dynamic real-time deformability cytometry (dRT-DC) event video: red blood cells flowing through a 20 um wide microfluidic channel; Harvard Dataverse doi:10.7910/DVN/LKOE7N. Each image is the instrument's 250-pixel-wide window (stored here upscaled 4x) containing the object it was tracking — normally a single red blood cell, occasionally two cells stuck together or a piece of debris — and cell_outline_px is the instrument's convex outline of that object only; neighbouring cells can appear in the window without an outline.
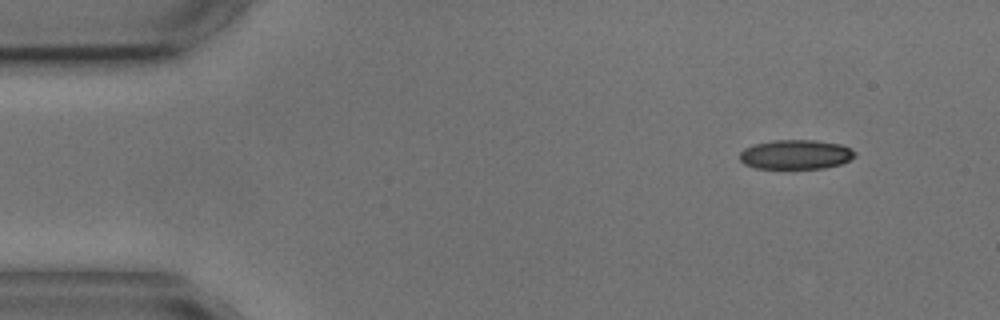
{"species": "common noctule bat (a hibernating species)", "species_latin": "Nyctalus noctula", "temperature_condition": "cold", "stored_images_in_passage": 8, "camera_frame_rate_fps": 3000, "um_per_image_px": 0.085, "animal": {"sex": "male", "body_mass_g": 17.9, "forearm_length_mm": 54.2}, "frame": {"image": 1, "passage_image": 1, "time_ms": 0.0, "image_size_px": [1000, 320], "cell_outline_px": [[856, 156], [840, 164], [824, 168], [756, 168], [744, 164], [740, 160], [740, 152], [744, 148], [752, 144], [772, 140], [816, 140], [840, 144], [856, 152]], "centroid_in_image_um": [67.61, 13.12], "position_along_channel_um": 17.4, "area_um2": 19.77}}
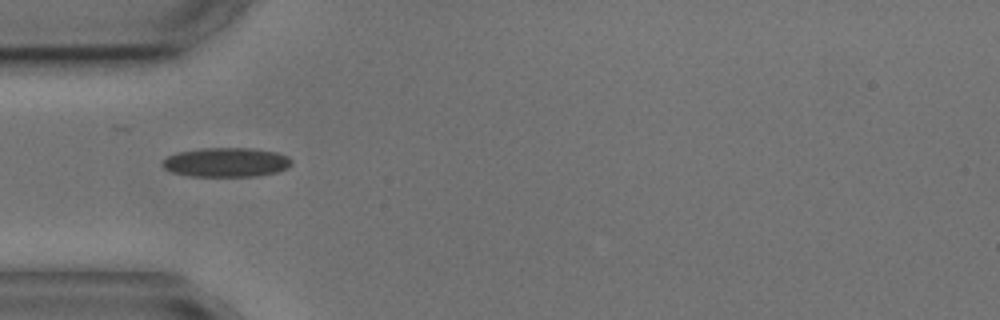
{"frame": {"image": 2, "passage_image": 4, "time_ms": 3.667, "image_size_px": [1000, 320], "cell_outline_px": [[292, 164], [288, 168], [276, 172], [256, 176], [188, 176], [172, 172], [164, 168], [160, 164], [168, 156], [176, 152], [200, 148], [256, 148], [276, 152], [288, 156], [292, 160]], "centroid_in_image_um": [19.23, 13.79], "position_along_channel_um": 65.8, "area_um2": 22.25}}